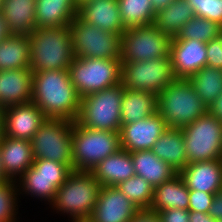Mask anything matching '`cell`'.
<instances>
[{"label":"cell","mask_w":222,"mask_h":222,"mask_svg":"<svg viewBox=\"0 0 222 222\" xmlns=\"http://www.w3.org/2000/svg\"><path fill=\"white\" fill-rule=\"evenodd\" d=\"M78 16L85 22L107 32L122 35V23L117 0H92L78 7Z\"/></svg>","instance_id":"obj_21"},{"label":"cell","mask_w":222,"mask_h":222,"mask_svg":"<svg viewBox=\"0 0 222 222\" xmlns=\"http://www.w3.org/2000/svg\"><path fill=\"white\" fill-rule=\"evenodd\" d=\"M36 0H4L2 15L11 34L29 35L36 29Z\"/></svg>","instance_id":"obj_28"},{"label":"cell","mask_w":222,"mask_h":222,"mask_svg":"<svg viewBox=\"0 0 222 222\" xmlns=\"http://www.w3.org/2000/svg\"><path fill=\"white\" fill-rule=\"evenodd\" d=\"M157 108L156 94L124 88L121 105V126L145 119L155 114Z\"/></svg>","instance_id":"obj_26"},{"label":"cell","mask_w":222,"mask_h":222,"mask_svg":"<svg viewBox=\"0 0 222 222\" xmlns=\"http://www.w3.org/2000/svg\"><path fill=\"white\" fill-rule=\"evenodd\" d=\"M71 172L65 164L35 159L32 166L16 180L18 196L30 195L33 199L47 202L50 206L55 199L56 191Z\"/></svg>","instance_id":"obj_9"},{"label":"cell","mask_w":222,"mask_h":222,"mask_svg":"<svg viewBox=\"0 0 222 222\" xmlns=\"http://www.w3.org/2000/svg\"><path fill=\"white\" fill-rule=\"evenodd\" d=\"M208 112L212 114L215 118L222 120V92L209 106Z\"/></svg>","instance_id":"obj_42"},{"label":"cell","mask_w":222,"mask_h":222,"mask_svg":"<svg viewBox=\"0 0 222 222\" xmlns=\"http://www.w3.org/2000/svg\"><path fill=\"white\" fill-rule=\"evenodd\" d=\"M91 173L101 186H116L135 175L131 153L120 148L98 163Z\"/></svg>","instance_id":"obj_22"},{"label":"cell","mask_w":222,"mask_h":222,"mask_svg":"<svg viewBox=\"0 0 222 222\" xmlns=\"http://www.w3.org/2000/svg\"><path fill=\"white\" fill-rule=\"evenodd\" d=\"M179 174L188 190L216 194L222 189V160L190 163Z\"/></svg>","instance_id":"obj_19"},{"label":"cell","mask_w":222,"mask_h":222,"mask_svg":"<svg viewBox=\"0 0 222 222\" xmlns=\"http://www.w3.org/2000/svg\"><path fill=\"white\" fill-rule=\"evenodd\" d=\"M207 66L222 69V32L206 44Z\"/></svg>","instance_id":"obj_38"},{"label":"cell","mask_w":222,"mask_h":222,"mask_svg":"<svg viewBox=\"0 0 222 222\" xmlns=\"http://www.w3.org/2000/svg\"><path fill=\"white\" fill-rule=\"evenodd\" d=\"M215 194L189 190V211L209 213Z\"/></svg>","instance_id":"obj_37"},{"label":"cell","mask_w":222,"mask_h":222,"mask_svg":"<svg viewBox=\"0 0 222 222\" xmlns=\"http://www.w3.org/2000/svg\"><path fill=\"white\" fill-rule=\"evenodd\" d=\"M150 208L156 212L165 209L189 210V190L179 173L154 187Z\"/></svg>","instance_id":"obj_25"},{"label":"cell","mask_w":222,"mask_h":222,"mask_svg":"<svg viewBox=\"0 0 222 222\" xmlns=\"http://www.w3.org/2000/svg\"><path fill=\"white\" fill-rule=\"evenodd\" d=\"M7 180H9V179L4 174L3 167H2L1 152H0V183L3 181H7Z\"/></svg>","instance_id":"obj_46"},{"label":"cell","mask_w":222,"mask_h":222,"mask_svg":"<svg viewBox=\"0 0 222 222\" xmlns=\"http://www.w3.org/2000/svg\"><path fill=\"white\" fill-rule=\"evenodd\" d=\"M135 174L141 176L154 188L177 174L169 164L158 158L151 150L131 152Z\"/></svg>","instance_id":"obj_27"},{"label":"cell","mask_w":222,"mask_h":222,"mask_svg":"<svg viewBox=\"0 0 222 222\" xmlns=\"http://www.w3.org/2000/svg\"><path fill=\"white\" fill-rule=\"evenodd\" d=\"M3 2H4V0H0V11H1L2 8H3Z\"/></svg>","instance_id":"obj_49"},{"label":"cell","mask_w":222,"mask_h":222,"mask_svg":"<svg viewBox=\"0 0 222 222\" xmlns=\"http://www.w3.org/2000/svg\"><path fill=\"white\" fill-rule=\"evenodd\" d=\"M75 57L121 60V35L83 21L78 15L69 24Z\"/></svg>","instance_id":"obj_10"},{"label":"cell","mask_w":222,"mask_h":222,"mask_svg":"<svg viewBox=\"0 0 222 222\" xmlns=\"http://www.w3.org/2000/svg\"><path fill=\"white\" fill-rule=\"evenodd\" d=\"M68 70L71 82L82 99L120 84L122 62L114 59L75 57Z\"/></svg>","instance_id":"obj_7"},{"label":"cell","mask_w":222,"mask_h":222,"mask_svg":"<svg viewBox=\"0 0 222 222\" xmlns=\"http://www.w3.org/2000/svg\"><path fill=\"white\" fill-rule=\"evenodd\" d=\"M0 152L3 171L9 180L16 181L32 166L35 160L30 140L2 135Z\"/></svg>","instance_id":"obj_18"},{"label":"cell","mask_w":222,"mask_h":222,"mask_svg":"<svg viewBox=\"0 0 222 222\" xmlns=\"http://www.w3.org/2000/svg\"><path fill=\"white\" fill-rule=\"evenodd\" d=\"M72 148L73 170L91 172L121 148L120 133L85 128L74 121Z\"/></svg>","instance_id":"obj_6"},{"label":"cell","mask_w":222,"mask_h":222,"mask_svg":"<svg viewBox=\"0 0 222 222\" xmlns=\"http://www.w3.org/2000/svg\"><path fill=\"white\" fill-rule=\"evenodd\" d=\"M194 16V11L186 0H175L155 14L154 25L161 32L174 38Z\"/></svg>","instance_id":"obj_30"},{"label":"cell","mask_w":222,"mask_h":222,"mask_svg":"<svg viewBox=\"0 0 222 222\" xmlns=\"http://www.w3.org/2000/svg\"><path fill=\"white\" fill-rule=\"evenodd\" d=\"M101 184L91 172L73 170L56 191L50 205L56 213L67 214L71 222H86L98 200Z\"/></svg>","instance_id":"obj_3"},{"label":"cell","mask_w":222,"mask_h":222,"mask_svg":"<svg viewBox=\"0 0 222 222\" xmlns=\"http://www.w3.org/2000/svg\"><path fill=\"white\" fill-rule=\"evenodd\" d=\"M19 199L21 196H18L16 181L7 180L0 183V222H19Z\"/></svg>","instance_id":"obj_35"},{"label":"cell","mask_w":222,"mask_h":222,"mask_svg":"<svg viewBox=\"0 0 222 222\" xmlns=\"http://www.w3.org/2000/svg\"><path fill=\"white\" fill-rule=\"evenodd\" d=\"M125 28L154 24L151 0H117Z\"/></svg>","instance_id":"obj_32"},{"label":"cell","mask_w":222,"mask_h":222,"mask_svg":"<svg viewBox=\"0 0 222 222\" xmlns=\"http://www.w3.org/2000/svg\"><path fill=\"white\" fill-rule=\"evenodd\" d=\"M151 151L177 173L188 165V156L181 129L168 128L165 130Z\"/></svg>","instance_id":"obj_24"},{"label":"cell","mask_w":222,"mask_h":222,"mask_svg":"<svg viewBox=\"0 0 222 222\" xmlns=\"http://www.w3.org/2000/svg\"><path fill=\"white\" fill-rule=\"evenodd\" d=\"M30 41L27 34H11L0 42V71L29 69Z\"/></svg>","instance_id":"obj_29"},{"label":"cell","mask_w":222,"mask_h":222,"mask_svg":"<svg viewBox=\"0 0 222 222\" xmlns=\"http://www.w3.org/2000/svg\"><path fill=\"white\" fill-rule=\"evenodd\" d=\"M222 32V26L208 19L194 16L172 40H198L208 43Z\"/></svg>","instance_id":"obj_33"},{"label":"cell","mask_w":222,"mask_h":222,"mask_svg":"<svg viewBox=\"0 0 222 222\" xmlns=\"http://www.w3.org/2000/svg\"><path fill=\"white\" fill-rule=\"evenodd\" d=\"M190 222H218L209 213L190 211Z\"/></svg>","instance_id":"obj_43"},{"label":"cell","mask_w":222,"mask_h":222,"mask_svg":"<svg viewBox=\"0 0 222 222\" xmlns=\"http://www.w3.org/2000/svg\"><path fill=\"white\" fill-rule=\"evenodd\" d=\"M174 79L170 56L122 63L121 84L125 89L158 95Z\"/></svg>","instance_id":"obj_13"},{"label":"cell","mask_w":222,"mask_h":222,"mask_svg":"<svg viewBox=\"0 0 222 222\" xmlns=\"http://www.w3.org/2000/svg\"><path fill=\"white\" fill-rule=\"evenodd\" d=\"M206 44L198 40H171L170 58L175 78L188 79L207 66Z\"/></svg>","instance_id":"obj_17"},{"label":"cell","mask_w":222,"mask_h":222,"mask_svg":"<svg viewBox=\"0 0 222 222\" xmlns=\"http://www.w3.org/2000/svg\"><path fill=\"white\" fill-rule=\"evenodd\" d=\"M3 135V113L2 110L0 109V140Z\"/></svg>","instance_id":"obj_47"},{"label":"cell","mask_w":222,"mask_h":222,"mask_svg":"<svg viewBox=\"0 0 222 222\" xmlns=\"http://www.w3.org/2000/svg\"><path fill=\"white\" fill-rule=\"evenodd\" d=\"M32 102L47 118L75 121L81 103L69 70H46L33 73Z\"/></svg>","instance_id":"obj_1"},{"label":"cell","mask_w":222,"mask_h":222,"mask_svg":"<svg viewBox=\"0 0 222 222\" xmlns=\"http://www.w3.org/2000/svg\"><path fill=\"white\" fill-rule=\"evenodd\" d=\"M130 222H161L158 212L151 208L138 209Z\"/></svg>","instance_id":"obj_40"},{"label":"cell","mask_w":222,"mask_h":222,"mask_svg":"<svg viewBox=\"0 0 222 222\" xmlns=\"http://www.w3.org/2000/svg\"><path fill=\"white\" fill-rule=\"evenodd\" d=\"M161 222H190V211L184 209H165L158 212Z\"/></svg>","instance_id":"obj_39"},{"label":"cell","mask_w":222,"mask_h":222,"mask_svg":"<svg viewBox=\"0 0 222 222\" xmlns=\"http://www.w3.org/2000/svg\"><path fill=\"white\" fill-rule=\"evenodd\" d=\"M3 135L30 140L47 118L32 101L2 109Z\"/></svg>","instance_id":"obj_14"},{"label":"cell","mask_w":222,"mask_h":222,"mask_svg":"<svg viewBox=\"0 0 222 222\" xmlns=\"http://www.w3.org/2000/svg\"><path fill=\"white\" fill-rule=\"evenodd\" d=\"M10 35H11V32L9 31L7 27V23L2 15V12L0 11V42L6 39Z\"/></svg>","instance_id":"obj_45"},{"label":"cell","mask_w":222,"mask_h":222,"mask_svg":"<svg viewBox=\"0 0 222 222\" xmlns=\"http://www.w3.org/2000/svg\"><path fill=\"white\" fill-rule=\"evenodd\" d=\"M188 79L208 108L222 92V69L205 66Z\"/></svg>","instance_id":"obj_31"},{"label":"cell","mask_w":222,"mask_h":222,"mask_svg":"<svg viewBox=\"0 0 222 222\" xmlns=\"http://www.w3.org/2000/svg\"><path fill=\"white\" fill-rule=\"evenodd\" d=\"M195 16L208 19L222 26V0H186Z\"/></svg>","instance_id":"obj_36"},{"label":"cell","mask_w":222,"mask_h":222,"mask_svg":"<svg viewBox=\"0 0 222 222\" xmlns=\"http://www.w3.org/2000/svg\"><path fill=\"white\" fill-rule=\"evenodd\" d=\"M175 0H151V4L153 7V11L157 13L160 10H163L170 4H172Z\"/></svg>","instance_id":"obj_44"},{"label":"cell","mask_w":222,"mask_h":222,"mask_svg":"<svg viewBox=\"0 0 222 222\" xmlns=\"http://www.w3.org/2000/svg\"><path fill=\"white\" fill-rule=\"evenodd\" d=\"M137 208H150L153 201L154 188L148 181L138 175L130 177L126 181L115 186Z\"/></svg>","instance_id":"obj_34"},{"label":"cell","mask_w":222,"mask_h":222,"mask_svg":"<svg viewBox=\"0 0 222 222\" xmlns=\"http://www.w3.org/2000/svg\"><path fill=\"white\" fill-rule=\"evenodd\" d=\"M123 92L120 83L83 97L75 122L85 128L120 132Z\"/></svg>","instance_id":"obj_5"},{"label":"cell","mask_w":222,"mask_h":222,"mask_svg":"<svg viewBox=\"0 0 222 222\" xmlns=\"http://www.w3.org/2000/svg\"><path fill=\"white\" fill-rule=\"evenodd\" d=\"M73 121L46 118L31 139L35 159H46L67 165L73 171Z\"/></svg>","instance_id":"obj_8"},{"label":"cell","mask_w":222,"mask_h":222,"mask_svg":"<svg viewBox=\"0 0 222 222\" xmlns=\"http://www.w3.org/2000/svg\"><path fill=\"white\" fill-rule=\"evenodd\" d=\"M181 130L188 164L222 160V120L208 112Z\"/></svg>","instance_id":"obj_11"},{"label":"cell","mask_w":222,"mask_h":222,"mask_svg":"<svg viewBox=\"0 0 222 222\" xmlns=\"http://www.w3.org/2000/svg\"><path fill=\"white\" fill-rule=\"evenodd\" d=\"M32 73L68 70L75 58L70 27H39L29 34Z\"/></svg>","instance_id":"obj_2"},{"label":"cell","mask_w":222,"mask_h":222,"mask_svg":"<svg viewBox=\"0 0 222 222\" xmlns=\"http://www.w3.org/2000/svg\"><path fill=\"white\" fill-rule=\"evenodd\" d=\"M35 9L36 28L67 26L78 15L76 0H36Z\"/></svg>","instance_id":"obj_23"},{"label":"cell","mask_w":222,"mask_h":222,"mask_svg":"<svg viewBox=\"0 0 222 222\" xmlns=\"http://www.w3.org/2000/svg\"><path fill=\"white\" fill-rule=\"evenodd\" d=\"M157 112L167 128L182 129L208 113V107L194 91L191 81L175 78L157 95Z\"/></svg>","instance_id":"obj_4"},{"label":"cell","mask_w":222,"mask_h":222,"mask_svg":"<svg viewBox=\"0 0 222 222\" xmlns=\"http://www.w3.org/2000/svg\"><path fill=\"white\" fill-rule=\"evenodd\" d=\"M138 209L115 186H101L96 205L86 222H130Z\"/></svg>","instance_id":"obj_16"},{"label":"cell","mask_w":222,"mask_h":222,"mask_svg":"<svg viewBox=\"0 0 222 222\" xmlns=\"http://www.w3.org/2000/svg\"><path fill=\"white\" fill-rule=\"evenodd\" d=\"M166 122L160 114H155L120 128L121 148L128 152L151 150L161 134L167 130Z\"/></svg>","instance_id":"obj_15"},{"label":"cell","mask_w":222,"mask_h":222,"mask_svg":"<svg viewBox=\"0 0 222 222\" xmlns=\"http://www.w3.org/2000/svg\"><path fill=\"white\" fill-rule=\"evenodd\" d=\"M90 1H92V0H76L78 7H79L81 4L87 3V2H90Z\"/></svg>","instance_id":"obj_48"},{"label":"cell","mask_w":222,"mask_h":222,"mask_svg":"<svg viewBox=\"0 0 222 222\" xmlns=\"http://www.w3.org/2000/svg\"><path fill=\"white\" fill-rule=\"evenodd\" d=\"M172 38L154 24L126 28L121 35V62L146 61L170 56Z\"/></svg>","instance_id":"obj_12"},{"label":"cell","mask_w":222,"mask_h":222,"mask_svg":"<svg viewBox=\"0 0 222 222\" xmlns=\"http://www.w3.org/2000/svg\"><path fill=\"white\" fill-rule=\"evenodd\" d=\"M209 215L216 220L222 219V189L215 194Z\"/></svg>","instance_id":"obj_41"},{"label":"cell","mask_w":222,"mask_h":222,"mask_svg":"<svg viewBox=\"0 0 222 222\" xmlns=\"http://www.w3.org/2000/svg\"><path fill=\"white\" fill-rule=\"evenodd\" d=\"M33 73L30 69L0 71V109L32 101Z\"/></svg>","instance_id":"obj_20"}]
</instances>
